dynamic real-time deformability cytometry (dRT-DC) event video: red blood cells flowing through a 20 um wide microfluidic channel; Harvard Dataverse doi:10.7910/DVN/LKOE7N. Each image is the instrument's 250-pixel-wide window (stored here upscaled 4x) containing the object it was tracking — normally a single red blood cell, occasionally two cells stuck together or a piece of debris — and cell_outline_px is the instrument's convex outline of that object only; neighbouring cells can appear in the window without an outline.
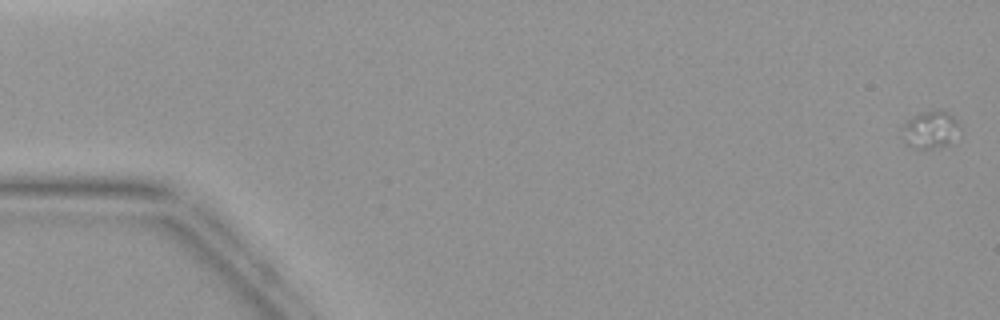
{"species": "common noctule bat (a hibernating species)", "species_latin": "Nyctalus noctula", "temperature_condition": "warm", "stored_images_in_passage": 5, "camera_frame_rate_fps": 3000, "um_per_image_px": 0.085, "animal": {"sex": "female", "body_mass_g": 19.9}, "frame": {"image": 1, "passage_image": 1, "time_ms": 0.0, "image_size_px": [1000, 320], "cell_outline_px": [[960, 128], [948, 144], [932, 148], [916, 148], [908, 144], [904, 124], [912, 116], [924, 112], [940, 108], [948, 112], [960, 124]], "centroid_in_image_um": [79.15, 10.97], "position_along_channel_um": 5.9, "area_um2": 11.96}}